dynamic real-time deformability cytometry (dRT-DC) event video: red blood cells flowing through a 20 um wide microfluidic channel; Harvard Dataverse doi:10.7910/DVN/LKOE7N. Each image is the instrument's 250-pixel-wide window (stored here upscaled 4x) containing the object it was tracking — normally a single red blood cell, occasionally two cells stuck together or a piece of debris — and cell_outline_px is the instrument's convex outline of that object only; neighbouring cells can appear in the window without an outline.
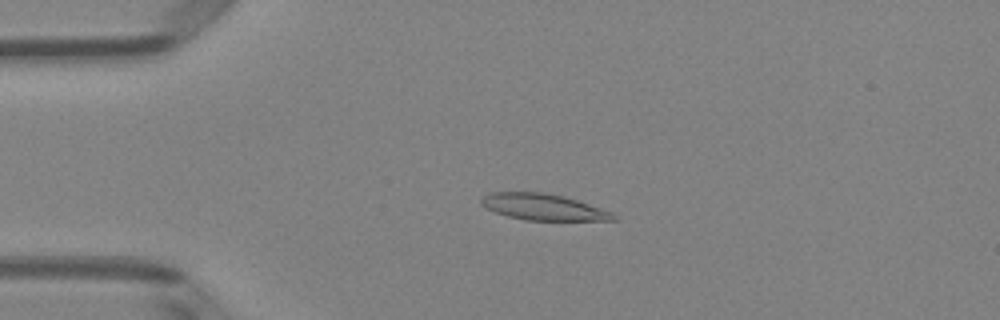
{"species": "Egyptian fruit bat (a non-hibernating species)", "species_latin": "Rousettus aegyptiacus", "temperature_condition": "room temperature", "stored_images_in_passage": 50, "camera_frame_rate_fps": 3000, "um_per_image_px": 0.085, "animal": {"sex": "female"}, "frame": {"image": 1, "passage_image": 11, "time_ms": 3.333, "image_size_px": [1000, 320], "cell_outline_px": [[616, 220], [524, 220], [508, 216], [496, 212], [480, 204], [480, 200], [484, 196], [492, 192], [544, 192], [564, 196], [612, 212], [616, 216]], "centroid_in_image_um": [46.16, 17.59], "position_along_channel_um": 38.8, "area_um2": 20.0}}
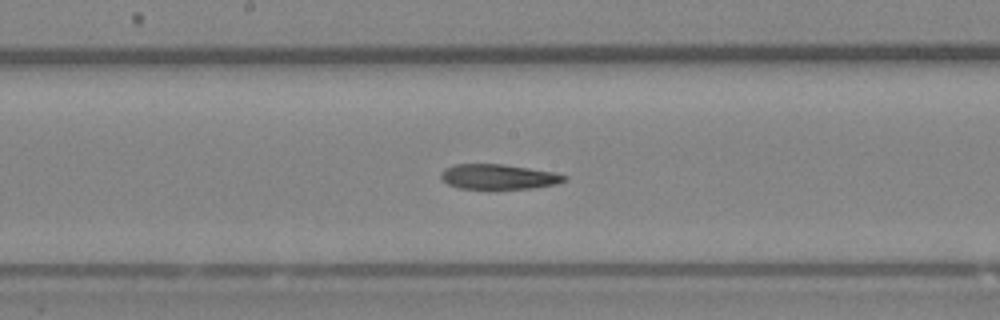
{"frame": {"image": 2, "passage_image": 26, "time_ms": 8.333, "image_size_px": [1000, 320], "cell_outline_px": [[568, 180], [560, 184], [532, 188], [460, 188], [448, 184], [440, 176], [440, 172], [444, 168], [456, 164], [504, 164], [552, 172], [568, 176]], "centroid_in_image_um": [42.4, 15.01], "position_along_channel_um": 205.8, "area_um2": 17.92}}
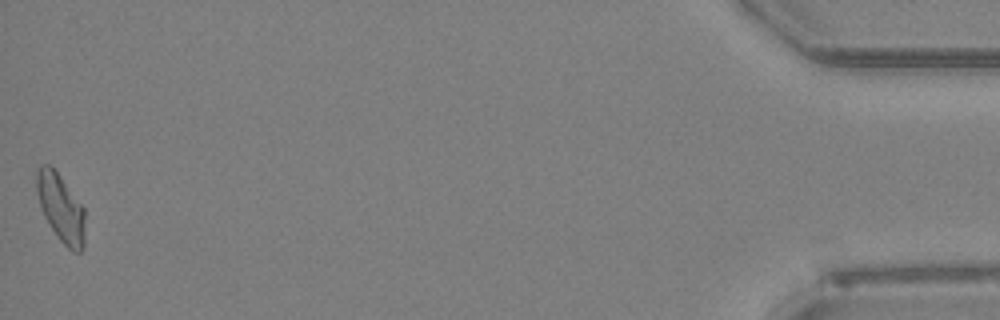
{"frame": {"image": 3, "passage_image": 50, "time_ms": 16.333, "image_size_px": [1000, 320], "cell_outline_px": [[84, 248], [80, 252], [72, 252], [60, 240], [44, 216], [40, 204], [36, 188], [36, 172], [44, 164], [48, 164], [60, 176], [84, 208]], "centroid_in_image_um": [5.18, 17.71], "position_along_channel_um": 430.0, "area_um2": 18.73}}